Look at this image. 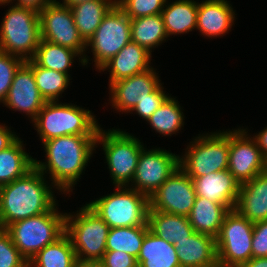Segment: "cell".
Returning a JSON list of instances; mask_svg holds the SVG:
<instances>
[{"mask_svg":"<svg viewBox=\"0 0 267 267\" xmlns=\"http://www.w3.org/2000/svg\"><path fill=\"white\" fill-rule=\"evenodd\" d=\"M96 138L67 135L41 142L46 162L34 158V167L45 176L49 173L51 184L62 194L70 195L96 150Z\"/></svg>","mask_w":267,"mask_h":267,"instance_id":"1","label":"cell"},{"mask_svg":"<svg viewBox=\"0 0 267 267\" xmlns=\"http://www.w3.org/2000/svg\"><path fill=\"white\" fill-rule=\"evenodd\" d=\"M44 177L34 167L23 177L0 186V229L48 212L57 203L52 189L56 187Z\"/></svg>","mask_w":267,"mask_h":267,"instance_id":"2","label":"cell"},{"mask_svg":"<svg viewBox=\"0 0 267 267\" xmlns=\"http://www.w3.org/2000/svg\"><path fill=\"white\" fill-rule=\"evenodd\" d=\"M93 113L72 103L46 101L32 121L42 142L61 136H97L99 125Z\"/></svg>","mask_w":267,"mask_h":267,"instance_id":"3","label":"cell"},{"mask_svg":"<svg viewBox=\"0 0 267 267\" xmlns=\"http://www.w3.org/2000/svg\"><path fill=\"white\" fill-rule=\"evenodd\" d=\"M58 208L57 202L48 212L11 223L4 229L27 262L65 233L66 213H60Z\"/></svg>","mask_w":267,"mask_h":267,"instance_id":"4","label":"cell"},{"mask_svg":"<svg viewBox=\"0 0 267 267\" xmlns=\"http://www.w3.org/2000/svg\"><path fill=\"white\" fill-rule=\"evenodd\" d=\"M137 137L122 129L98 130L96 148L102 145L113 185L129 186L144 148Z\"/></svg>","mask_w":267,"mask_h":267,"instance_id":"5","label":"cell"},{"mask_svg":"<svg viewBox=\"0 0 267 267\" xmlns=\"http://www.w3.org/2000/svg\"><path fill=\"white\" fill-rule=\"evenodd\" d=\"M88 203L109 228L148 226L149 197L128 186Z\"/></svg>","mask_w":267,"mask_h":267,"instance_id":"6","label":"cell"},{"mask_svg":"<svg viewBox=\"0 0 267 267\" xmlns=\"http://www.w3.org/2000/svg\"><path fill=\"white\" fill-rule=\"evenodd\" d=\"M41 40L39 13L12 4L0 25V51L31 60Z\"/></svg>","mask_w":267,"mask_h":267,"instance_id":"7","label":"cell"},{"mask_svg":"<svg viewBox=\"0 0 267 267\" xmlns=\"http://www.w3.org/2000/svg\"><path fill=\"white\" fill-rule=\"evenodd\" d=\"M230 130L198 134L179 156V167L191 178L228 169Z\"/></svg>","mask_w":267,"mask_h":267,"instance_id":"8","label":"cell"},{"mask_svg":"<svg viewBox=\"0 0 267 267\" xmlns=\"http://www.w3.org/2000/svg\"><path fill=\"white\" fill-rule=\"evenodd\" d=\"M66 213L65 233L69 236L76 258L101 260L106 252L109 226L87 203L76 211Z\"/></svg>","mask_w":267,"mask_h":267,"instance_id":"9","label":"cell"},{"mask_svg":"<svg viewBox=\"0 0 267 267\" xmlns=\"http://www.w3.org/2000/svg\"><path fill=\"white\" fill-rule=\"evenodd\" d=\"M253 227L254 223L235 209L225 215L216 237L219 267H241L252 258Z\"/></svg>","mask_w":267,"mask_h":267,"instance_id":"10","label":"cell"},{"mask_svg":"<svg viewBox=\"0 0 267 267\" xmlns=\"http://www.w3.org/2000/svg\"><path fill=\"white\" fill-rule=\"evenodd\" d=\"M130 41L131 18L115 4L86 42L87 49L90 48L93 54L95 69L98 71Z\"/></svg>","mask_w":267,"mask_h":267,"instance_id":"11","label":"cell"},{"mask_svg":"<svg viewBox=\"0 0 267 267\" xmlns=\"http://www.w3.org/2000/svg\"><path fill=\"white\" fill-rule=\"evenodd\" d=\"M41 39L77 51L83 57V65L89 63L85 54L86 42L79 35L71 8L53 1L39 12Z\"/></svg>","mask_w":267,"mask_h":267,"instance_id":"12","label":"cell"},{"mask_svg":"<svg viewBox=\"0 0 267 267\" xmlns=\"http://www.w3.org/2000/svg\"><path fill=\"white\" fill-rule=\"evenodd\" d=\"M165 149L143 148L135 175L128 187L151 197L152 194L179 168V156Z\"/></svg>","mask_w":267,"mask_h":267,"instance_id":"13","label":"cell"},{"mask_svg":"<svg viewBox=\"0 0 267 267\" xmlns=\"http://www.w3.org/2000/svg\"><path fill=\"white\" fill-rule=\"evenodd\" d=\"M228 170L240 184L267 170L255 139L244 128L230 129Z\"/></svg>","mask_w":267,"mask_h":267,"instance_id":"14","label":"cell"},{"mask_svg":"<svg viewBox=\"0 0 267 267\" xmlns=\"http://www.w3.org/2000/svg\"><path fill=\"white\" fill-rule=\"evenodd\" d=\"M196 198L192 179L179 167L149 198L153 210L188 217Z\"/></svg>","mask_w":267,"mask_h":267,"instance_id":"15","label":"cell"},{"mask_svg":"<svg viewBox=\"0 0 267 267\" xmlns=\"http://www.w3.org/2000/svg\"><path fill=\"white\" fill-rule=\"evenodd\" d=\"M45 102L36 85L33 60L25 61L16 71L3 105L15 112L25 113L33 121Z\"/></svg>","mask_w":267,"mask_h":267,"instance_id":"16","label":"cell"},{"mask_svg":"<svg viewBox=\"0 0 267 267\" xmlns=\"http://www.w3.org/2000/svg\"><path fill=\"white\" fill-rule=\"evenodd\" d=\"M157 74L156 69L152 67L143 73L111 83V106L122 114L130 113L137 103L148 97L161 84Z\"/></svg>","mask_w":267,"mask_h":267,"instance_id":"17","label":"cell"},{"mask_svg":"<svg viewBox=\"0 0 267 267\" xmlns=\"http://www.w3.org/2000/svg\"><path fill=\"white\" fill-rule=\"evenodd\" d=\"M152 53L135 42L127 43L115 56H113L100 69L110 72L109 84L143 73L152 68Z\"/></svg>","mask_w":267,"mask_h":267,"instance_id":"18","label":"cell"},{"mask_svg":"<svg viewBox=\"0 0 267 267\" xmlns=\"http://www.w3.org/2000/svg\"><path fill=\"white\" fill-rule=\"evenodd\" d=\"M192 181L196 196L217 202L229 210L235 209L240 183L228 169L196 177Z\"/></svg>","mask_w":267,"mask_h":267,"instance_id":"19","label":"cell"},{"mask_svg":"<svg viewBox=\"0 0 267 267\" xmlns=\"http://www.w3.org/2000/svg\"><path fill=\"white\" fill-rule=\"evenodd\" d=\"M227 0L198 2L197 27L201 36L217 38L224 36L234 24L235 11Z\"/></svg>","mask_w":267,"mask_h":267,"instance_id":"20","label":"cell"},{"mask_svg":"<svg viewBox=\"0 0 267 267\" xmlns=\"http://www.w3.org/2000/svg\"><path fill=\"white\" fill-rule=\"evenodd\" d=\"M181 267H218L216 238L194 232L175 245Z\"/></svg>","mask_w":267,"mask_h":267,"instance_id":"21","label":"cell"},{"mask_svg":"<svg viewBox=\"0 0 267 267\" xmlns=\"http://www.w3.org/2000/svg\"><path fill=\"white\" fill-rule=\"evenodd\" d=\"M235 210L252 223L267 220V170L240 184Z\"/></svg>","mask_w":267,"mask_h":267,"instance_id":"22","label":"cell"},{"mask_svg":"<svg viewBox=\"0 0 267 267\" xmlns=\"http://www.w3.org/2000/svg\"><path fill=\"white\" fill-rule=\"evenodd\" d=\"M147 224L149 231L154 235L174 245L195 232L188 217L161 212L152 208H149L148 211Z\"/></svg>","mask_w":267,"mask_h":267,"instance_id":"23","label":"cell"},{"mask_svg":"<svg viewBox=\"0 0 267 267\" xmlns=\"http://www.w3.org/2000/svg\"><path fill=\"white\" fill-rule=\"evenodd\" d=\"M229 211L224 205L196 196L188 218L194 231L216 238L219 235L225 215Z\"/></svg>","mask_w":267,"mask_h":267,"instance_id":"24","label":"cell"},{"mask_svg":"<svg viewBox=\"0 0 267 267\" xmlns=\"http://www.w3.org/2000/svg\"><path fill=\"white\" fill-rule=\"evenodd\" d=\"M198 2L194 0H168L161 15L167 36L186 34L197 27Z\"/></svg>","mask_w":267,"mask_h":267,"instance_id":"25","label":"cell"},{"mask_svg":"<svg viewBox=\"0 0 267 267\" xmlns=\"http://www.w3.org/2000/svg\"><path fill=\"white\" fill-rule=\"evenodd\" d=\"M138 267H181L176 248L151 231H147L137 257Z\"/></svg>","mask_w":267,"mask_h":267,"instance_id":"26","label":"cell"},{"mask_svg":"<svg viewBox=\"0 0 267 267\" xmlns=\"http://www.w3.org/2000/svg\"><path fill=\"white\" fill-rule=\"evenodd\" d=\"M19 137L0 151V186L21 178L34 168V158L25 151Z\"/></svg>","mask_w":267,"mask_h":267,"instance_id":"27","label":"cell"},{"mask_svg":"<svg viewBox=\"0 0 267 267\" xmlns=\"http://www.w3.org/2000/svg\"><path fill=\"white\" fill-rule=\"evenodd\" d=\"M116 4V0H93L71 7L79 35L87 42L95 33L102 19Z\"/></svg>","mask_w":267,"mask_h":267,"instance_id":"28","label":"cell"},{"mask_svg":"<svg viewBox=\"0 0 267 267\" xmlns=\"http://www.w3.org/2000/svg\"><path fill=\"white\" fill-rule=\"evenodd\" d=\"M76 57L79 58V62H81L82 66H84L83 57H81L77 51L41 39L32 60L38 66L62 72L71 77L69 70L74 63V58L76 59Z\"/></svg>","mask_w":267,"mask_h":267,"instance_id":"29","label":"cell"},{"mask_svg":"<svg viewBox=\"0 0 267 267\" xmlns=\"http://www.w3.org/2000/svg\"><path fill=\"white\" fill-rule=\"evenodd\" d=\"M168 39L161 13L131 19V41L150 53Z\"/></svg>","mask_w":267,"mask_h":267,"instance_id":"30","label":"cell"},{"mask_svg":"<svg viewBox=\"0 0 267 267\" xmlns=\"http://www.w3.org/2000/svg\"><path fill=\"white\" fill-rule=\"evenodd\" d=\"M76 259L72 242L64 233L55 242L39 251L28 262V267H73Z\"/></svg>","mask_w":267,"mask_h":267,"instance_id":"31","label":"cell"},{"mask_svg":"<svg viewBox=\"0 0 267 267\" xmlns=\"http://www.w3.org/2000/svg\"><path fill=\"white\" fill-rule=\"evenodd\" d=\"M184 116L178 100L170 95L147 122L162 137L172 136L184 126Z\"/></svg>","mask_w":267,"mask_h":267,"instance_id":"32","label":"cell"},{"mask_svg":"<svg viewBox=\"0 0 267 267\" xmlns=\"http://www.w3.org/2000/svg\"><path fill=\"white\" fill-rule=\"evenodd\" d=\"M148 226L110 228L106 241V251H124L137 258Z\"/></svg>","mask_w":267,"mask_h":267,"instance_id":"33","label":"cell"},{"mask_svg":"<svg viewBox=\"0 0 267 267\" xmlns=\"http://www.w3.org/2000/svg\"><path fill=\"white\" fill-rule=\"evenodd\" d=\"M33 74L39 93L45 101H59L58 98L62 97V93L70 85L71 79L67 74L43 68L34 61Z\"/></svg>","mask_w":267,"mask_h":267,"instance_id":"34","label":"cell"},{"mask_svg":"<svg viewBox=\"0 0 267 267\" xmlns=\"http://www.w3.org/2000/svg\"><path fill=\"white\" fill-rule=\"evenodd\" d=\"M167 0H116V4L131 19L160 14Z\"/></svg>","mask_w":267,"mask_h":267,"instance_id":"35","label":"cell"},{"mask_svg":"<svg viewBox=\"0 0 267 267\" xmlns=\"http://www.w3.org/2000/svg\"><path fill=\"white\" fill-rule=\"evenodd\" d=\"M24 62L22 58L0 51V103L6 99L14 75Z\"/></svg>","mask_w":267,"mask_h":267,"instance_id":"36","label":"cell"},{"mask_svg":"<svg viewBox=\"0 0 267 267\" xmlns=\"http://www.w3.org/2000/svg\"><path fill=\"white\" fill-rule=\"evenodd\" d=\"M0 267H28L27 260L4 229H0Z\"/></svg>","mask_w":267,"mask_h":267,"instance_id":"37","label":"cell"},{"mask_svg":"<svg viewBox=\"0 0 267 267\" xmlns=\"http://www.w3.org/2000/svg\"><path fill=\"white\" fill-rule=\"evenodd\" d=\"M169 94L164 91L162 83L151 93L148 97L141 100L136 106L130 111L132 114H138L143 120L148 121L151 115L164 103L169 97Z\"/></svg>","mask_w":267,"mask_h":267,"instance_id":"38","label":"cell"},{"mask_svg":"<svg viewBox=\"0 0 267 267\" xmlns=\"http://www.w3.org/2000/svg\"><path fill=\"white\" fill-rule=\"evenodd\" d=\"M267 257V220L254 223L252 258Z\"/></svg>","mask_w":267,"mask_h":267,"instance_id":"39","label":"cell"},{"mask_svg":"<svg viewBox=\"0 0 267 267\" xmlns=\"http://www.w3.org/2000/svg\"><path fill=\"white\" fill-rule=\"evenodd\" d=\"M102 267H138L137 258L124 251H106L100 260Z\"/></svg>","mask_w":267,"mask_h":267,"instance_id":"40","label":"cell"},{"mask_svg":"<svg viewBox=\"0 0 267 267\" xmlns=\"http://www.w3.org/2000/svg\"><path fill=\"white\" fill-rule=\"evenodd\" d=\"M53 1L55 0H0V6L4 5L5 7L6 4L11 5L15 3V6L29 8L39 13L45 6Z\"/></svg>","mask_w":267,"mask_h":267,"instance_id":"41","label":"cell"},{"mask_svg":"<svg viewBox=\"0 0 267 267\" xmlns=\"http://www.w3.org/2000/svg\"><path fill=\"white\" fill-rule=\"evenodd\" d=\"M18 138L15 132L5 124H0V151L9 147Z\"/></svg>","mask_w":267,"mask_h":267,"instance_id":"42","label":"cell"},{"mask_svg":"<svg viewBox=\"0 0 267 267\" xmlns=\"http://www.w3.org/2000/svg\"><path fill=\"white\" fill-rule=\"evenodd\" d=\"M255 134L256 135H253V138L261 150L264 159L267 161V127L258 132V134Z\"/></svg>","mask_w":267,"mask_h":267,"instance_id":"43","label":"cell"},{"mask_svg":"<svg viewBox=\"0 0 267 267\" xmlns=\"http://www.w3.org/2000/svg\"><path fill=\"white\" fill-rule=\"evenodd\" d=\"M241 267H267V257L251 258Z\"/></svg>","mask_w":267,"mask_h":267,"instance_id":"44","label":"cell"},{"mask_svg":"<svg viewBox=\"0 0 267 267\" xmlns=\"http://www.w3.org/2000/svg\"><path fill=\"white\" fill-rule=\"evenodd\" d=\"M73 267H102V264L99 260L76 259Z\"/></svg>","mask_w":267,"mask_h":267,"instance_id":"45","label":"cell"},{"mask_svg":"<svg viewBox=\"0 0 267 267\" xmlns=\"http://www.w3.org/2000/svg\"><path fill=\"white\" fill-rule=\"evenodd\" d=\"M61 1H62L61 4L71 8L72 6L79 5L84 2L93 1V0H61Z\"/></svg>","mask_w":267,"mask_h":267,"instance_id":"46","label":"cell"}]
</instances>
